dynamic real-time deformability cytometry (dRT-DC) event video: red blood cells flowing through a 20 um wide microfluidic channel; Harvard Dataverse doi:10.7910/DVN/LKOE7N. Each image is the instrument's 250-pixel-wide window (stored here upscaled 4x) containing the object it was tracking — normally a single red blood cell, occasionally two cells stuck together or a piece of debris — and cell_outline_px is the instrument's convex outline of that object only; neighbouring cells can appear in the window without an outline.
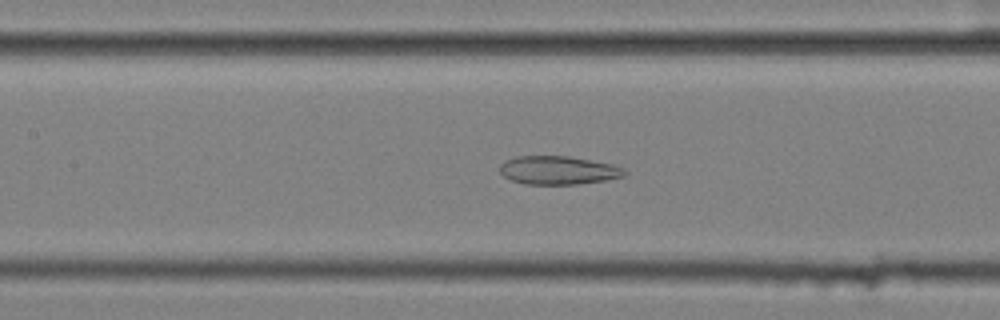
{"species": "common noctule bat (a hibernating species)", "species_latin": "Nyctalus noctula", "temperature_condition": "cold", "stored_images_in_passage": 58, "camera_frame_rate_fps": 3000, "um_per_image_px": 0.085, "animal": {"sex": "female", "body_mass_g": 25.1}, "frame": {"image": 1, "passage_image": 27, "time_ms": 8.667, "image_size_px": [1000, 320], "cell_outline_px": [[628, 172], [624, 176], [604, 180], [576, 184], [524, 184], [512, 180], [504, 176], [500, 172], [500, 164], [504, 160], [516, 156], [568, 156], [612, 164], [624, 168]], "centroid_in_image_um": [47.43, 14.46], "position_along_channel_um": 160.0, "area_um2": 20.63}}
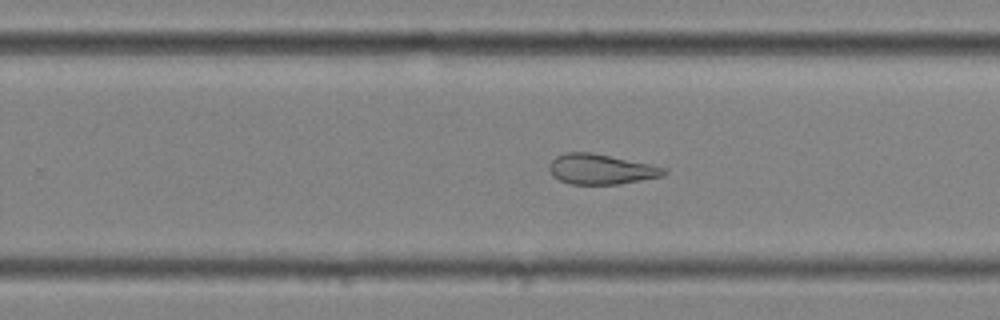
{"frame": {"image": 2, "passage_image": 37, "time_ms": 12.0, "image_size_px": [1000, 320], "cell_outline_px": [[668, 172], [664, 176], [620, 184], [572, 184], [560, 180], [552, 176], [548, 168], [548, 164], [556, 156], [568, 152], [592, 152], [668, 168]], "centroid_in_image_um": [51.09, 14.38], "position_along_channel_um": 278.7, "area_um2": 20.29}}
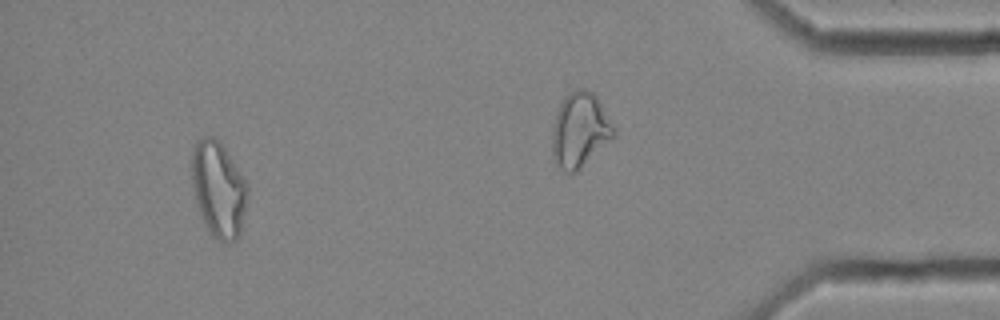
{"frame": {"image": 3, "passage_image": 54, "time_ms": 17.667, "image_size_px": [1000, 320], "cell_outline_px": [[248, 192], [240, 236], [236, 240], [224, 244], [216, 240], [212, 236], [204, 224], [200, 216], [196, 204], [192, 184], [192, 148], [196, 140], [204, 136], [212, 136], [220, 140], [248, 184]], "centroid_in_image_um": [18.56, 16.1], "position_along_channel_um": 416.6, "area_um2": 31.67}, "authors_computed_cell_mechanics": {"area_um2": 28.4376, "velocity_mm_per_s": 3.5654, "shape_relaxation_time_tau1_ms": null, "shape_relaxation_time_tau2_ms": 3.1618, "deformation_change_tau1": null, "deformation_change_tau2": 0.119}}